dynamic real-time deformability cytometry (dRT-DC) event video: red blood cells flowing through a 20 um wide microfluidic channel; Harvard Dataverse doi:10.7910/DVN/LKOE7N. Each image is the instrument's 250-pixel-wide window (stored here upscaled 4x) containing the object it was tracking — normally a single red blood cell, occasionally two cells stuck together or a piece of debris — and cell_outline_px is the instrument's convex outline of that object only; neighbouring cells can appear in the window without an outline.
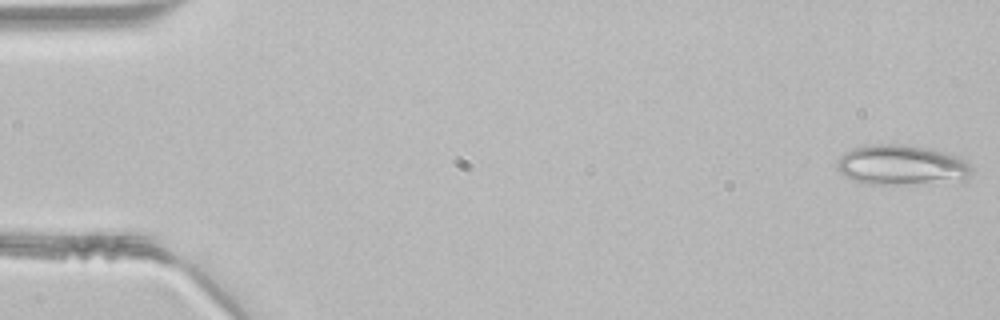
{"species": "common noctule bat (a hibernating species)", "species_latin": "Nyctalus noctula", "temperature_condition": "room temperature", "stored_images_in_passage": 46, "segment_of_instrument_passage": [1, 2], "camera_frame_rate_fps": 3000, "um_per_image_px": 0.085, "animal": {"sex": "male", "body_mass_g": 21.5, "forearm_length_mm": 52.0}, "frame": {"image": 1, "passage_image": 1, "time_ms": 0.0, "image_size_px": [1000, 320], "cell_outline_px": [[972, 172], [968, 184], [864, 184], [840, 172], [836, 168], [836, 164], [840, 156], [852, 148], [876, 144], [896, 144], [928, 148], [956, 156], [968, 160], [972, 168]], "centroid_in_image_um": [76.79, 14.08], "position_along_channel_um": 8.2, "area_um2": 32.31}}
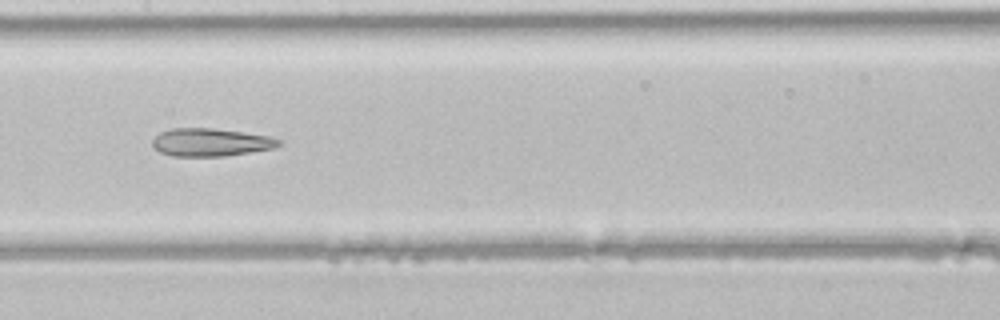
{"frame": {"image": 2, "passage_image": 23, "time_ms": 7.333, "image_size_px": [1000, 320], "cell_outline_px": [[280, 144], [272, 148], [224, 156], [172, 156], [160, 152], [152, 144], [152, 140], [160, 132], [172, 128], [212, 128], [272, 136], [280, 140]], "centroid_in_image_um": [17.89, 12.09], "position_along_channel_um": 189.5, "area_um2": 20.35}}
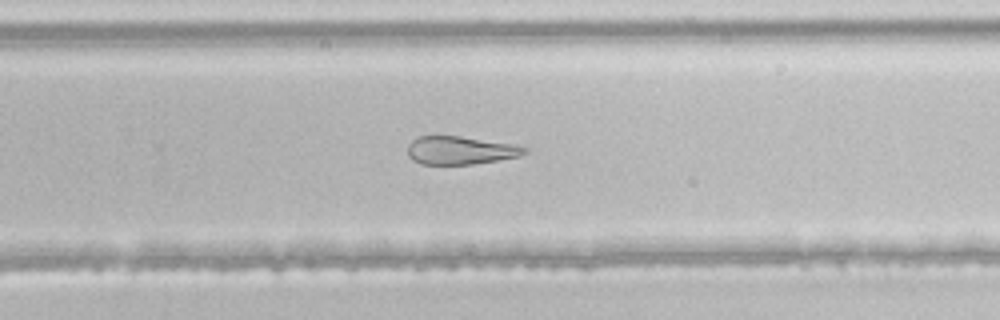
{"frame": {"image": 3, "passage_image": 30, "time_ms": 9.667, "image_size_px": [1000, 320], "cell_outline_px": [[528, 152], [520, 156], [472, 164], [420, 164], [412, 160], [408, 156], [408, 144], [416, 136], [460, 136], [516, 144], [528, 148]], "centroid_in_image_um": [39.13, 12.77], "position_along_channel_um": 290.7, "area_um2": 19.31}}